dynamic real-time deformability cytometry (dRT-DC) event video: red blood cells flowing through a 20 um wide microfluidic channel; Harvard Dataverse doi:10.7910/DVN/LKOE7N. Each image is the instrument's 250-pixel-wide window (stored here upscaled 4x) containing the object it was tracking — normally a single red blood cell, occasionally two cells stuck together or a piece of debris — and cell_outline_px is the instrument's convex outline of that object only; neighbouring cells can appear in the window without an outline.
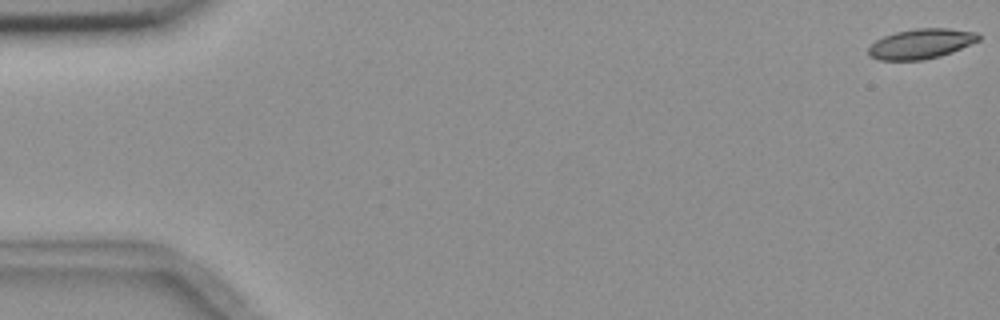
{"species": "common noctule bat (a hibernating species)", "species_latin": "Nyctalus noctula", "temperature_condition": "room temperature", "stored_images_in_passage": 6, "camera_frame_rate_fps": 3000, "um_per_image_px": 0.085, "animal": {"sex": "female", "body_mass_g": 18.4}, "frame": {"image": 1, "passage_image": 1, "time_ms": 0.0, "image_size_px": [1000, 320], "cell_outline_px": [[980, 40], [952, 52], [940, 56], [924, 60], [880, 60], [868, 56], [868, 48], [876, 40], [884, 36], [896, 32], [916, 28], [948, 28], [980, 32]], "centroid_in_image_um": [78.31, 3.72], "position_along_channel_um": 6.7, "area_um2": 19.36}}
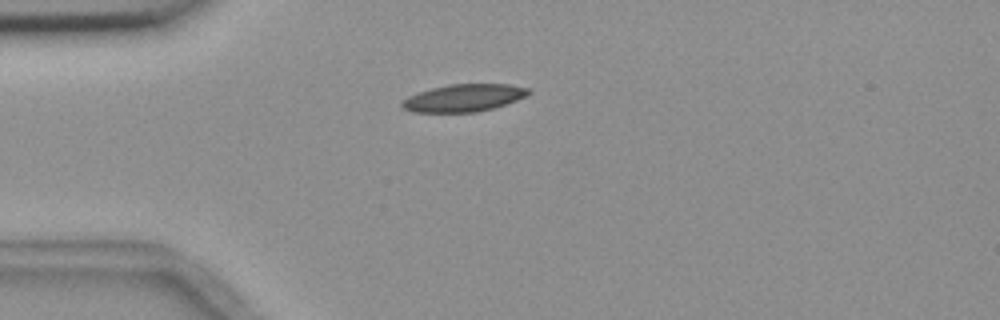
{"frame": {"image": 2, "passage_image": 5, "time_ms": 4.667, "image_size_px": [1000, 320], "cell_outline_px": [[532, 92], [516, 100], [492, 108], [476, 112], [412, 112], [404, 108], [400, 104], [408, 96], [432, 88], [448, 84], [508, 84], [528, 88]], "centroid_in_image_um": [39.41, 8.32], "position_along_channel_um": 45.6, "area_um2": 19.94}}